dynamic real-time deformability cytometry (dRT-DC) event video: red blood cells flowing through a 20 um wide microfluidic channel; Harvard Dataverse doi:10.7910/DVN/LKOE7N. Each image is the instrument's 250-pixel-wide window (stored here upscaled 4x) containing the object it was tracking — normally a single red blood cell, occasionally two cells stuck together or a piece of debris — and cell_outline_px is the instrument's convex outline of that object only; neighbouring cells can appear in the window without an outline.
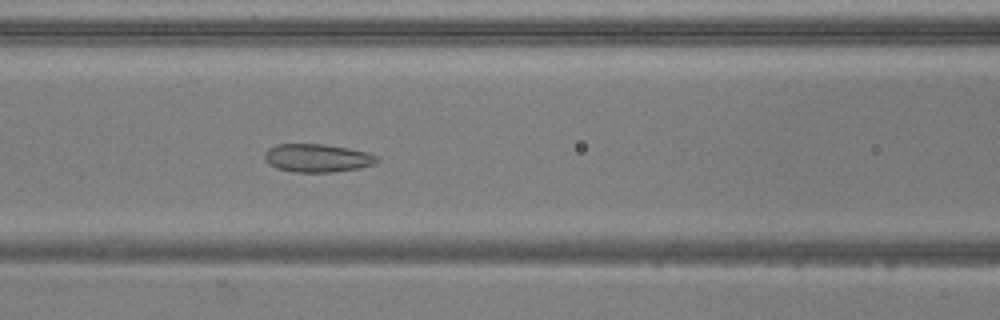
{"species": "common noctule bat (a hibernating species)", "species_latin": "Nyctalus noctula", "temperature_condition": "warm", "stored_images_in_passage": 53, "camera_frame_rate_fps": 3000, "um_per_image_px": 0.085, "animal": {"sex": "male", "body_mass_g": 20.5, "forearm_length_mm": 52.5}, "frame": {"image": 1, "passage_image": 23, "time_ms": 7.333, "image_size_px": [1000, 320], "cell_outline_px": [[380, 160], [376, 164], [360, 168], [332, 172], [292, 172], [276, 168], [268, 164], [264, 160], [264, 152], [268, 148], [276, 144], [324, 144], [348, 148], [368, 152], [376, 156]], "centroid_in_image_um": [26.95, 13.43], "position_along_channel_um": 139.6, "area_um2": 18.73}}
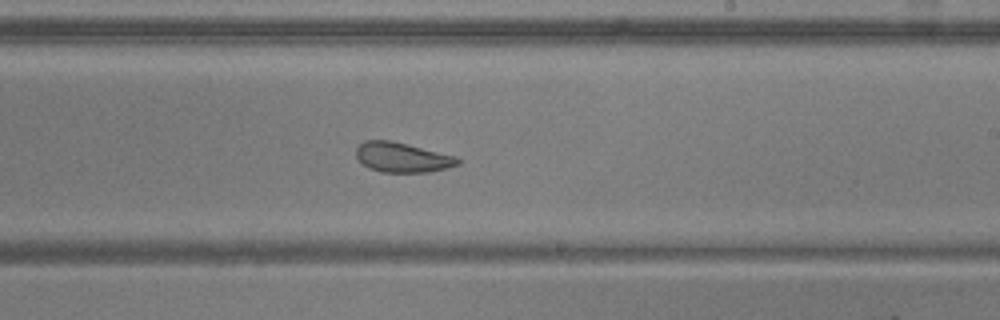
{"frame": {"image": 2, "passage_image": 32, "time_ms": 10.333, "image_size_px": [1000, 320], "cell_outline_px": [[460, 164], [428, 172], [380, 172], [368, 168], [356, 156], [356, 148], [364, 140], [392, 140], [456, 156], [460, 160]], "centroid_in_image_um": [34.18, 13.37], "position_along_channel_um": 254.8, "area_um2": 17.63}}
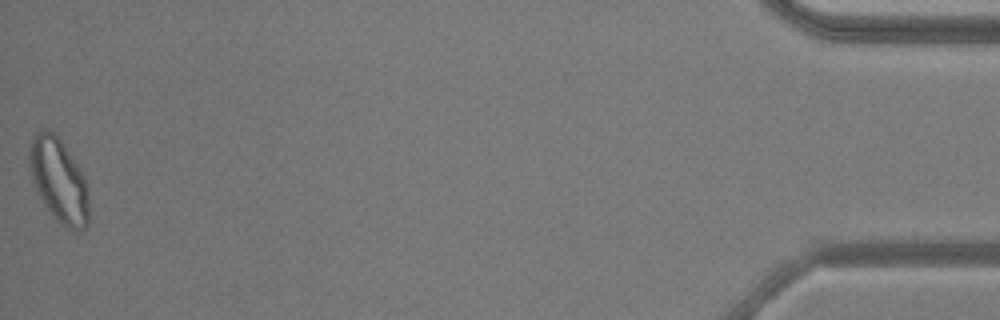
{"frame": {"image": 3, "passage_image": 53, "time_ms": 17.333, "image_size_px": [1000, 320], "cell_outline_px": [[88, 224], [84, 228], [68, 228], [60, 224], [52, 216], [36, 192], [32, 180], [28, 164], [28, 156], [32, 136], [36, 132], [44, 128], [48, 128], [64, 144], [84, 176], [88, 184]], "centroid_in_image_um": [4.97, 15.31], "position_along_channel_um": 430.2, "area_um2": 29.25}, "authors_computed_cell_mechanics": {"area_um2": 22.5998, "velocity_mm_per_s": 3.8538, "shape_relaxation_time_tau1_ms": null, "shape_relaxation_time_tau2_ms": 1.898, "deformation_change_tau1": null, "deformation_change_tau2": 0.0849}}